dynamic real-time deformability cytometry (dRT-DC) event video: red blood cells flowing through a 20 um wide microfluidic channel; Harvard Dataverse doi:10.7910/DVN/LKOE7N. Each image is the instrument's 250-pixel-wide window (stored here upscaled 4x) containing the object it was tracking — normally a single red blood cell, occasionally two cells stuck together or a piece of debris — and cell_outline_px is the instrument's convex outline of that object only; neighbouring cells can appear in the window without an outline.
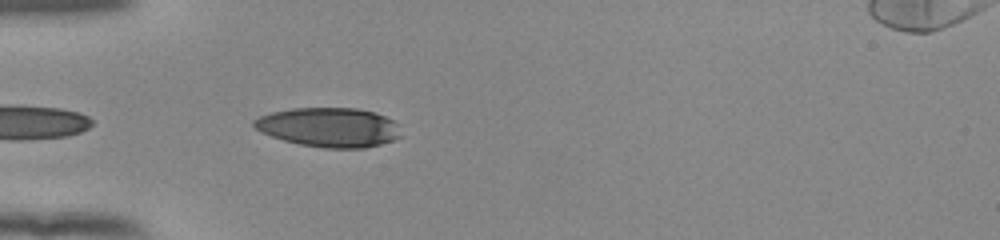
{"species": "human", "species_latin": "Homo sapiens", "temperature_condition": "room temperature", "stored_images_in_passage": 24, "camera_frame_rate_fps": 3000, "um_per_image_px": 0.085, "donor": {"sex": "female"}, "frame": {"image": 1, "passage_image": 2, "time_ms": 0.333, "image_size_px": [1000, 240], "cell_outline_px": [[400, 136], [392, 140], [380, 144], [364, 148], [324, 148], [300, 144], [284, 140], [272, 136], [256, 128], [252, 124], [252, 120], [260, 116], [272, 112], [292, 108], [356, 108], [376, 112], [392, 120], [396, 124]], "centroid_in_image_um": [27.95, 10.81], "position_along_channel_um": 57.0, "area_um2": 33.41}}
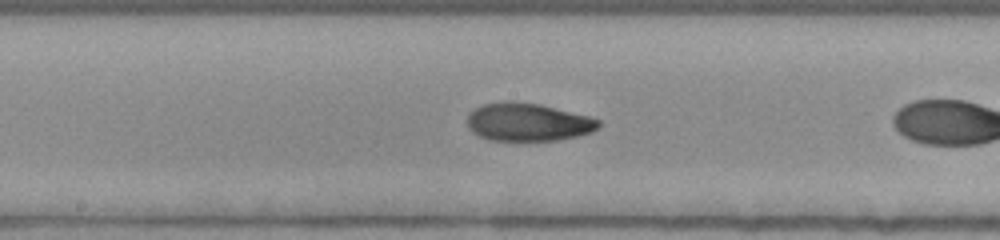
{"frame": {"image": 2, "passage_image": 11, "time_ms": 3.333, "image_size_px": [1000, 240], "cell_outline_px": [[600, 124], [592, 132], [576, 136], [556, 140], [492, 140], [480, 136], [472, 132], [468, 128], [468, 112], [484, 104], [504, 100], [512, 100], [540, 104], [588, 116], [600, 120]], "centroid_in_image_um": [44.84, 10.36], "position_along_channel_um": 203.4, "area_um2": 29.02}}
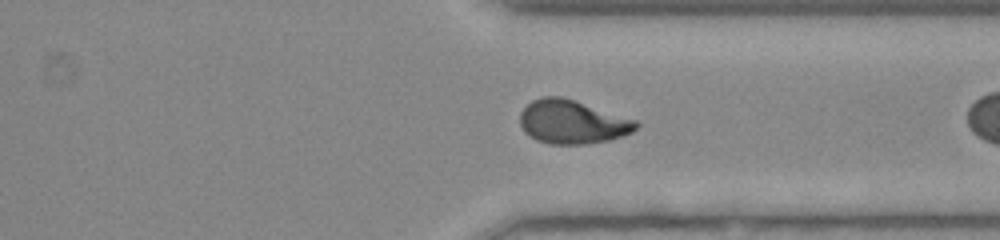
{"frame": {"image": 3, "passage_image": 23, "time_ms": 7.333, "image_size_px": [1000, 240], "cell_outline_px": [[640, 124], [632, 132], [608, 140], [584, 144], [552, 144], [536, 140], [528, 136], [524, 132], [520, 124], [520, 112], [532, 100], [544, 96], [560, 96], [636, 120]], "centroid_in_image_um": [48.6, 10.37], "position_along_channel_um": 362.8, "area_um2": 29.25}}